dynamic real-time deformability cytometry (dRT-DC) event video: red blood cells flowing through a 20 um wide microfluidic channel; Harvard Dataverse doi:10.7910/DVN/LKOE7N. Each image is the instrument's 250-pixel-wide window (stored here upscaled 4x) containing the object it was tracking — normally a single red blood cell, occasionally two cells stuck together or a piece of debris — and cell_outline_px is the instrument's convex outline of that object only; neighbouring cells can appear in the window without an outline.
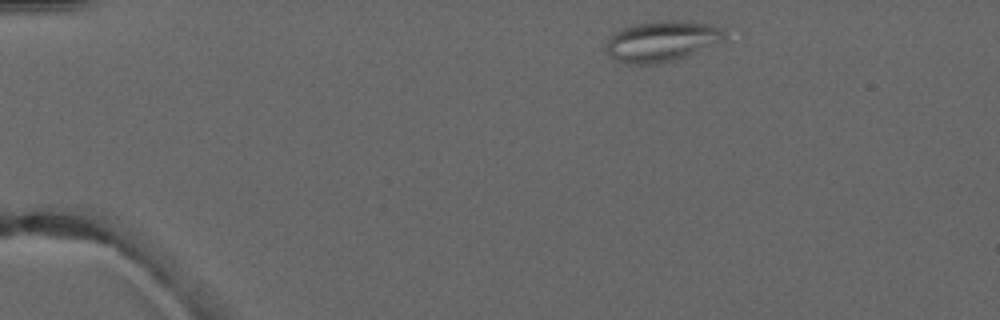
{"species": "common noctule bat (a hibernating species)", "species_latin": "Nyctalus noctula", "temperature_condition": "warm", "stored_images_in_passage": 2, "camera_frame_rate_fps": 3000, "um_per_image_px": 0.085, "animal": {"sex": "male", "forearm_length_mm": 52.5}, "frame": {"image": 1, "passage_image": 1, "time_ms": 0.0, "image_size_px": [1000, 320], "cell_outline_px": [[724, 40], [684, 56], [660, 64], [628, 64], [616, 60], [608, 56], [608, 36], [612, 32], [620, 28], [636, 24], [660, 20], [672, 20], [708, 24], [720, 28], [724, 32]], "centroid_in_image_um": [56.17, 3.5], "position_along_channel_um": 28.8, "area_um2": 27.69}}